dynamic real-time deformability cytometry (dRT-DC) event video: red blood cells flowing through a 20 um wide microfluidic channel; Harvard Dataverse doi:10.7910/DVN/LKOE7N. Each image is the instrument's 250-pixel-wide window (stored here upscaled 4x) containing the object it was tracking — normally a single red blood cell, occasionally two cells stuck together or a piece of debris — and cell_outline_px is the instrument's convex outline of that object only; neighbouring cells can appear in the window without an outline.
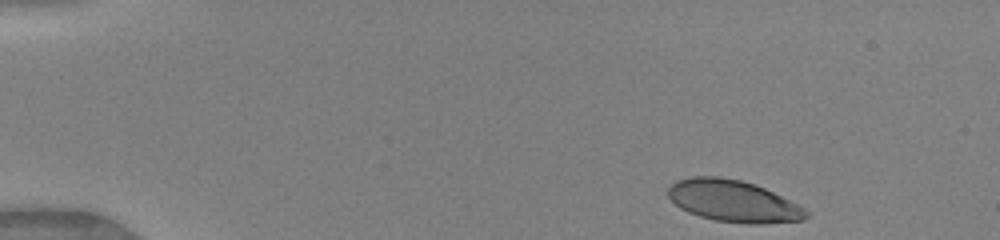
{"species": "human", "species_latin": "Homo sapiens", "temperature_condition": "warm", "stored_images_in_passage": 38, "camera_frame_rate_fps": 3000, "um_per_image_px": 0.085, "donor": {"sex": "female"}, "frame": {"image": 1, "passage_image": 1, "time_ms": 0.0, "image_size_px": [1000, 240], "cell_outline_px": [[808, 216], [804, 220], [764, 224], [748, 224], [716, 220], [700, 216], [688, 212], [680, 208], [668, 196], [668, 188], [676, 180], [692, 176], [720, 176], [740, 180], [764, 188], [804, 208], [808, 212]], "centroid_in_image_um": [62.31, 17.09], "position_along_channel_um": 22.7, "area_um2": 33.35}}
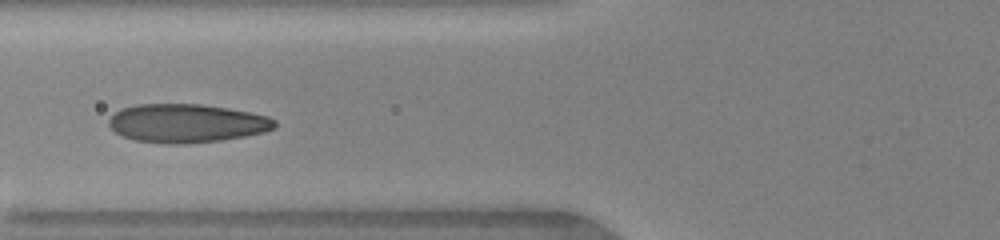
{"frame": {"image": 2, "passage_image": 15, "time_ms": 4.667, "image_size_px": [1000, 240], "cell_outline_px": [[276, 128], [264, 132], [244, 136], [220, 140], [184, 144], [164, 144], [132, 140], [120, 136], [108, 124], [108, 120], [120, 108], [136, 104], [200, 104], [228, 108], [268, 116], [276, 120]], "centroid_in_image_um": [15.84, 10.48], "position_along_channel_um": 110.0, "area_um2": 37.51}}
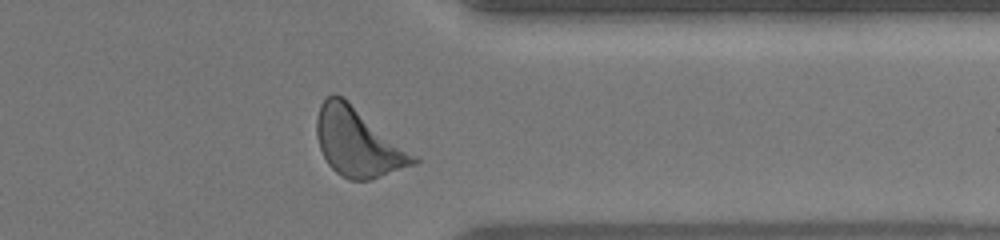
{"frame": {"image": 3, "passage_image": 35, "time_ms": 11.333, "image_size_px": [1000, 240], "cell_outline_px": [[420, 160], [416, 164], [368, 180], [348, 180], [340, 176], [328, 164], [320, 148], [316, 136], [316, 116], [320, 104], [332, 92], [336, 92], [344, 96], [420, 156]], "centroid_in_image_um": [30.46, 12.06], "position_along_channel_um": 380.9, "area_um2": 39.54}, "authors_computed_cell_mechanics": {"area_um2": 36.1828, "velocity_mm_per_s": 4.1017, "shape_relaxation_time_tau1_ms": 2.775, "shape_relaxation_time_tau2_ms": 0.5984, "deformation_change_tau1": 0.1619, "deformation_change_tau2": 0.0778}}